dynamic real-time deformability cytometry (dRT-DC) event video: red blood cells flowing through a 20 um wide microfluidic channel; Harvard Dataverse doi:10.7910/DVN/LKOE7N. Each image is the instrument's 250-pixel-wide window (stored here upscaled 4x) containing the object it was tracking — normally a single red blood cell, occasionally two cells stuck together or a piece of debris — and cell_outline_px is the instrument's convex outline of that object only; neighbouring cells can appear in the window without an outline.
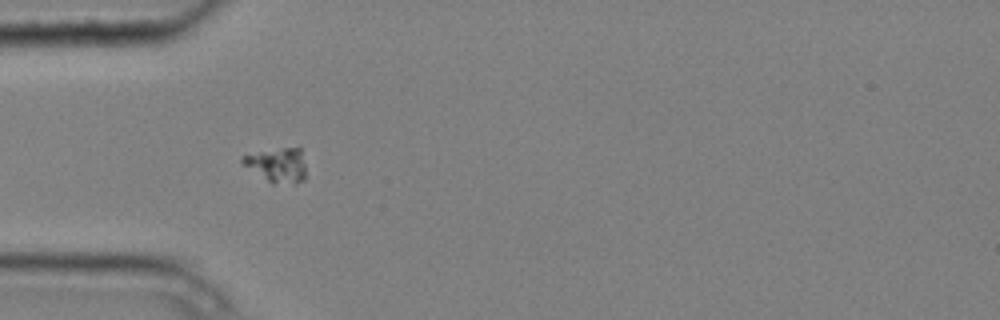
{"species": "common noctule bat (a hibernating species)", "species_latin": "Nyctalus noctula", "temperature_condition": "cold", "stored_images_in_passage": 8, "camera_frame_rate_fps": 3000, "um_per_image_px": 0.085, "animal": {"sex": "male", "body_mass_g": 20.4}, "frame": {"image": 1, "passage_image": 6, "time_ms": 1.667, "image_size_px": [1000, 320], "cell_outline_px": [[308, 176], [304, 180], [292, 184], [272, 184], [240, 164], [240, 156], [260, 152], [284, 148], [300, 148]], "centroid_in_image_um": [23.57, 14.07], "position_along_channel_um": 61.4, "area_um2": 13.01}}
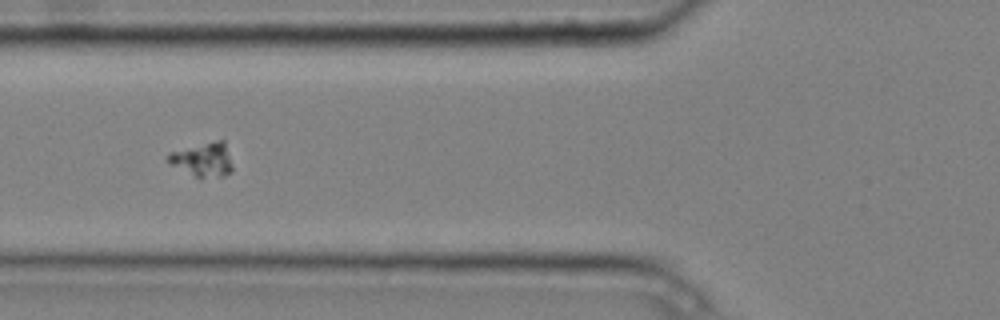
{"frame": {"image": 2, "passage_image": 7, "time_ms": 2.0, "image_size_px": [1000, 320], "cell_outline_px": [[232, 172], [224, 176], [196, 176], [172, 164], [168, 160], [168, 152], [216, 140], [224, 140], [232, 164]], "centroid_in_image_um": [17.29, 13.53], "position_along_channel_um": 108.5, "area_um2": 12.31}}
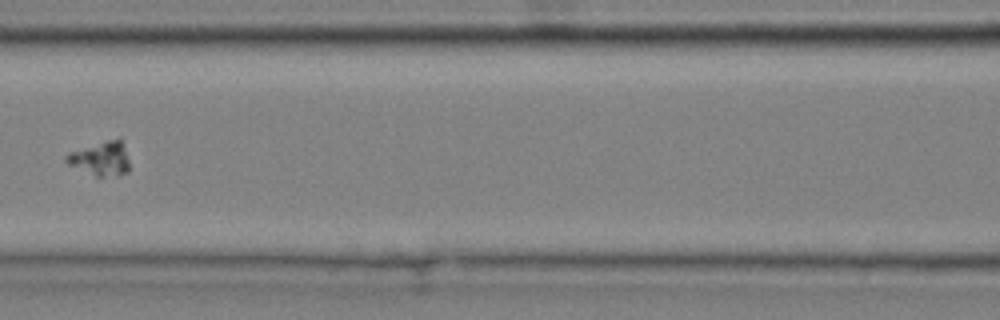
{"frame": {"image": 3, "passage_image": 8, "time_ms": 2.333, "image_size_px": [1000, 320], "cell_outline_px": [[128, 172], [116, 176], [96, 176], [68, 164], [64, 160], [64, 156], [68, 152], [120, 136], [128, 160]], "centroid_in_image_um": [8.55, 13.47], "position_along_channel_um": 158.0, "area_um2": 12.48}}